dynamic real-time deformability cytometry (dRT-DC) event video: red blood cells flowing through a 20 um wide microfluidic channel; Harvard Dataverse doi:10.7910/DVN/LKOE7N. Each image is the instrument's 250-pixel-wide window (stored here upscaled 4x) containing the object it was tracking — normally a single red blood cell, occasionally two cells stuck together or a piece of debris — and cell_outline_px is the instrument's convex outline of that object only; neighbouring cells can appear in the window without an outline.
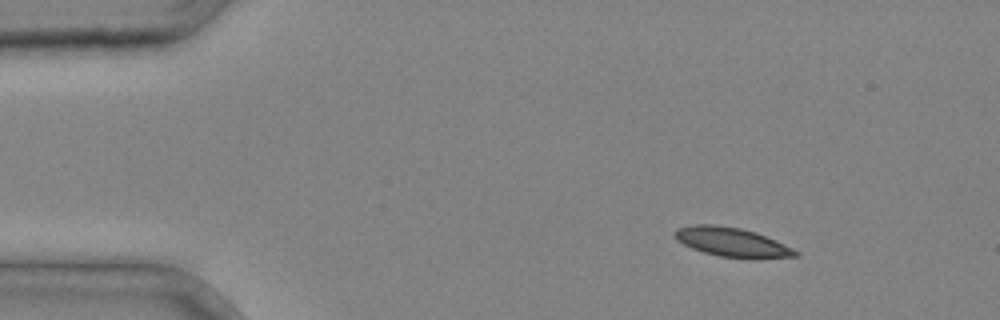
{"species": "common noctule bat (a hibernating species)", "species_latin": "Nyctalus noctula", "temperature_condition": "cold", "stored_images_in_passage": 3, "camera_frame_rate_fps": 3000, "um_per_image_px": 0.085, "animal": {"sex": "male", "body_mass_g": 20.4}, "frame": {"image": 1, "passage_image": 1, "time_ms": 0.0, "image_size_px": [1000, 320], "cell_outline_px": [[800, 256], [756, 260], [752, 260], [720, 256], [704, 252], [692, 248], [676, 240], [672, 236], [672, 232], [676, 228], [692, 224], [716, 224], [740, 228], [756, 232], [776, 240], [800, 252]], "centroid_in_image_um": [62.23, 20.59], "position_along_channel_um": 22.8, "area_um2": 21.15}}
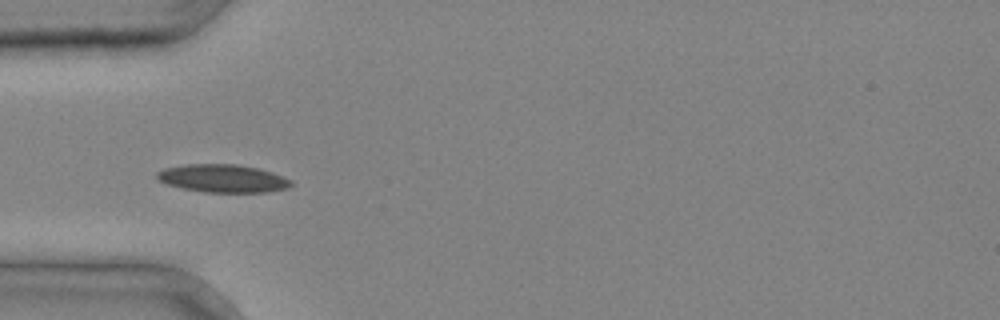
{"frame": {"image": 2, "passage_image": 3, "time_ms": 0.667, "image_size_px": [1000, 320], "cell_outline_px": [[292, 184], [288, 188], [268, 192], [204, 192], [184, 188], [168, 184], [156, 180], [156, 172], [164, 168], [184, 164], [236, 164], [256, 168], [272, 172], [292, 180]], "centroid_in_image_um": [18.92, 15.16], "position_along_channel_um": 66.1, "area_um2": 21.85}}